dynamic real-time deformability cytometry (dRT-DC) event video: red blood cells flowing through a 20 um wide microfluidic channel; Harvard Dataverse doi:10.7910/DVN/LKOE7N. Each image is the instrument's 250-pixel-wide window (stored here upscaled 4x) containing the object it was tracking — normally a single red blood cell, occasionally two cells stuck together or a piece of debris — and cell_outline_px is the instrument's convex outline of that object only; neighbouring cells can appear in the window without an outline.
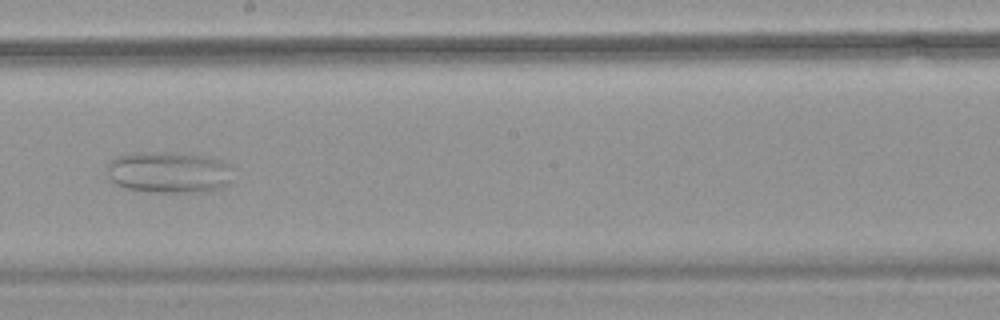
{"species": "common noctule bat (a hibernating species)", "species_latin": "Nyctalus noctula", "temperature_condition": "warm", "stored_images_in_passage": 41, "camera_frame_rate_fps": 3000, "um_per_image_px": 0.085, "animal": {"sex": "female", "body_mass_g": 18.4}, "frame": {"image": 1, "passage_image": 18, "time_ms": 5.667, "image_size_px": [1000, 320], "cell_outline_px": [[236, 168], [228, 180], [220, 188], [200, 192], [156, 192], [128, 188], [116, 184], [112, 180], [108, 172], [108, 164], [112, 160], [120, 156], [136, 152], [172, 152], [204, 156], [220, 160]], "centroid_in_image_um": [14.39, 14.63], "position_along_channel_um": 233.8, "area_um2": 30.11}}